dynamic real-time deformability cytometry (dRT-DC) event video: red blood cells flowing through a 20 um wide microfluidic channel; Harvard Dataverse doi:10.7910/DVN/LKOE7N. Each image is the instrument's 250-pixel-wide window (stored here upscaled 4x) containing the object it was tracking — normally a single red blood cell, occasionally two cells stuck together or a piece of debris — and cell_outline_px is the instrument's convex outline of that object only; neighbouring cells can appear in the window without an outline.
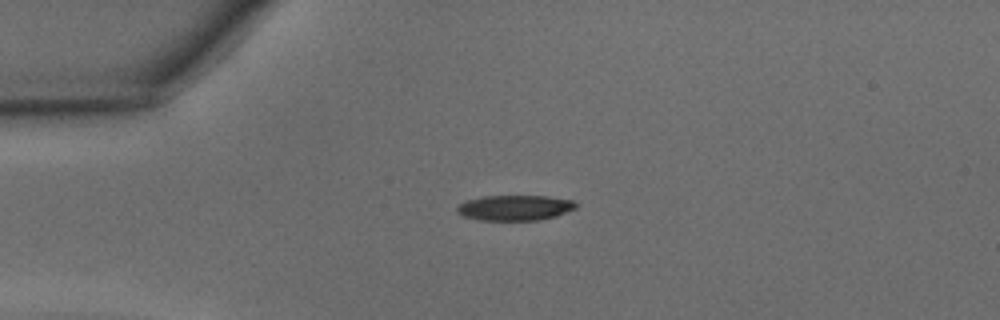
{"species": "common noctule bat (a hibernating species)", "species_latin": "Nyctalus noctula", "temperature_condition": "warm", "stored_images_in_passage": 36, "camera_frame_rate_fps": 3000, "um_per_image_px": 0.085, "animal": {"sex": "male", "body_mass_g": 15.6}, "frame": {"image": 1, "passage_image": 1, "time_ms": 0.0, "image_size_px": [1000, 320], "cell_outline_px": [[580, 204], [576, 208], [556, 216], [540, 220], [480, 220], [464, 216], [456, 212], [456, 208], [460, 204], [468, 200], [484, 196], [544, 196], [572, 200]], "centroid_in_image_um": [43.79, 17.66], "position_along_channel_um": 41.2, "area_um2": 17.51}}
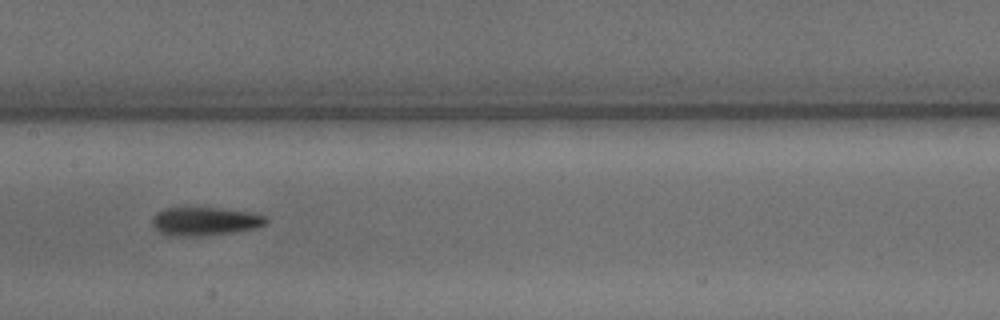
{"frame": {"image": 2, "passage_image": 13, "time_ms": 4.0, "image_size_px": [1000, 320], "cell_outline_px": [[268, 220], [264, 224], [256, 228], [232, 232], [200, 236], [168, 236], [160, 232], [152, 224], [152, 216], [156, 212], [164, 208], [224, 208], [256, 212], [264, 216]], "centroid_in_image_um": [17.41, 18.8], "position_along_channel_um": 190.0, "area_um2": 19.02}}
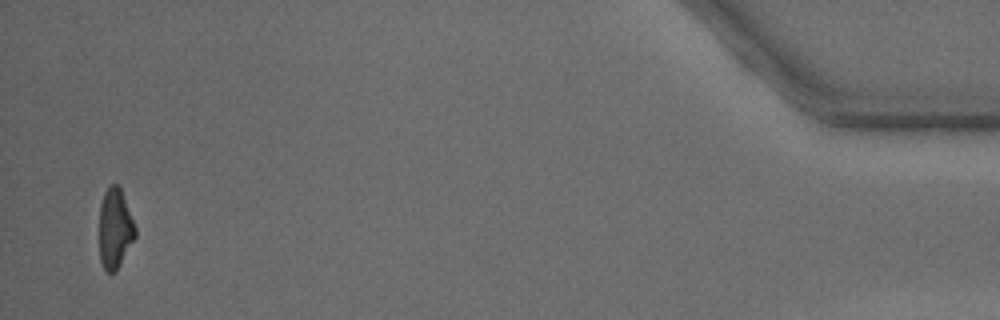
{"frame": {"image": 3, "passage_image": 35, "time_ms": 11.333, "image_size_px": [1000, 320], "cell_outline_px": [[136, 236], [116, 272], [108, 272], [104, 268], [100, 260], [100, 204], [104, 192], [112, 184], [116, 184], [120, 188], [136, 228]], "centroid_in_image_um": [9.77, 19.45], "position_along_channel_um": 425.4, "area_um2": 16.53}, "authors_computed_cell_mechanics": {"area_um2": 18.4671, "velocity_mm_per_s": 4.3701, "shape_relaxation_time_tau1_ms": 2.931, "shape_relaxation_time_tau2_ms": 2.7499, "deformation_change_tau1": 0.1411, "deformation_change_tau2": 0.1163}}